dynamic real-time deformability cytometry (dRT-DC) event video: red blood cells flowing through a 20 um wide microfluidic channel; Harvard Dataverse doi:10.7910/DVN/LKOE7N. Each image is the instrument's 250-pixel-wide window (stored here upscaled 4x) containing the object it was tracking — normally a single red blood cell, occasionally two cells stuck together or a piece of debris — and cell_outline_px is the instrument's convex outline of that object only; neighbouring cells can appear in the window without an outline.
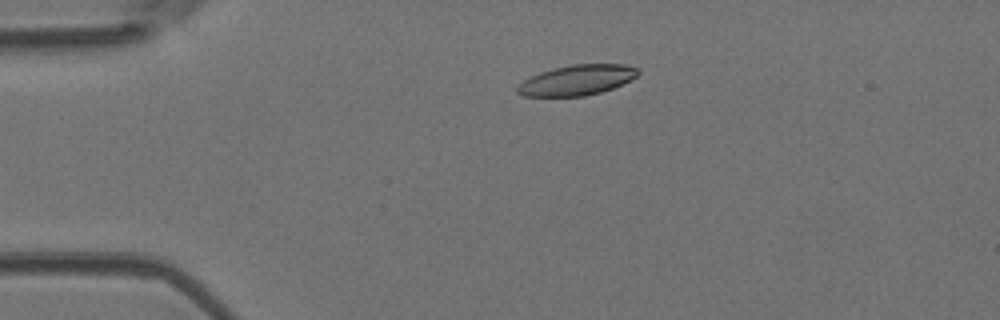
{"species": "Egyptian fruit bat (a non-hibernating species)", "species_latin": "Rousettus aegyptiacus", "temperature_condition": "room temperature", "stored_images_in_passage": 5, "camera_frame_rate_fps": 3000, "um_per_image_px": 0.085, "animal": {"sex": "female"}, "frame": {"image": 1, "passage_image": 3, "time_ms": 2.333, "image_size_px": [1000, 320], "cell_outline_px": [[640, 72], [636, 76], [612, 88], [600, 92], [584, 96], [524, 96], [516, 92], [516, 88], [524, 80], [540, 72], [572, 64], [628, 64], [640, 68]], "centroid_in_image_um": [49.06, 6.8], "position_along_channel_um": 35.9, "area_um2": 21.1}}
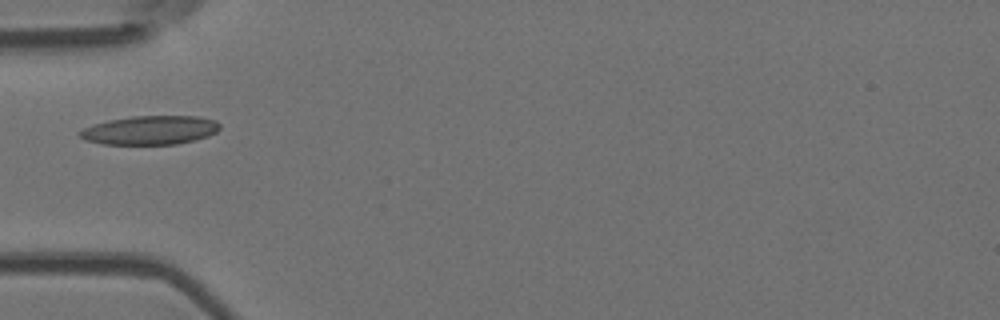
{"frame": {"image": 2, "passage_image": 4, "time_ms": 4.333, "image_size_px": [1000, 320], "cell_outline_px": [[220, 128], [216, 132], [208, 136], [196, 140], [176, 144], [100, 144], [84, 140], [76, 132], [84, 128], [108, 120], [132, 116], [196, 116], [216, 120], [220, 124]], "centroid_in_image_um": [12.76, 11.07], "position_along_channel_um": 72.2, "area_um2": 23.64}}
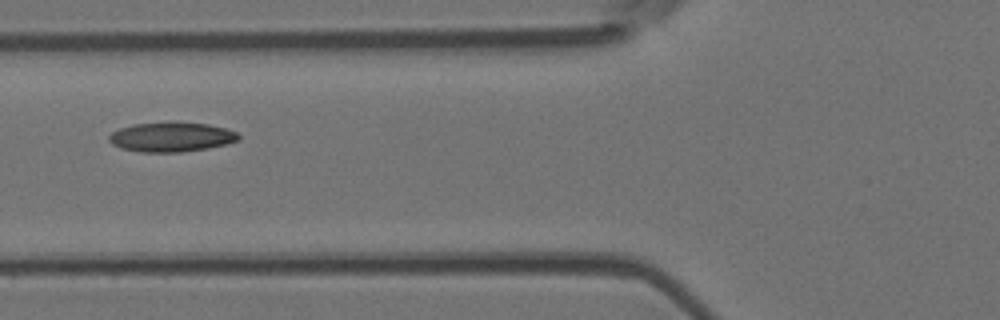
{"frame": {"image": 3, "passage_image": 5, "time_ms": 5.333, "image_size_px": [1000, 320], "cell_outline_px": [[240, 140], [224, 144], [204, 148], [180, 152], [140, 152], [120, 148], [112, 144], [108, 140], [108, 136], [112, 132], [120, 128], [132, 124], [176, 120], [208, 124], [224, 128], [236, 132], [240, 136]], "centroid_in_image_um": [14.52, 11.61], "position_along_channel_um": 111.3, "area_um2": 22.66}}